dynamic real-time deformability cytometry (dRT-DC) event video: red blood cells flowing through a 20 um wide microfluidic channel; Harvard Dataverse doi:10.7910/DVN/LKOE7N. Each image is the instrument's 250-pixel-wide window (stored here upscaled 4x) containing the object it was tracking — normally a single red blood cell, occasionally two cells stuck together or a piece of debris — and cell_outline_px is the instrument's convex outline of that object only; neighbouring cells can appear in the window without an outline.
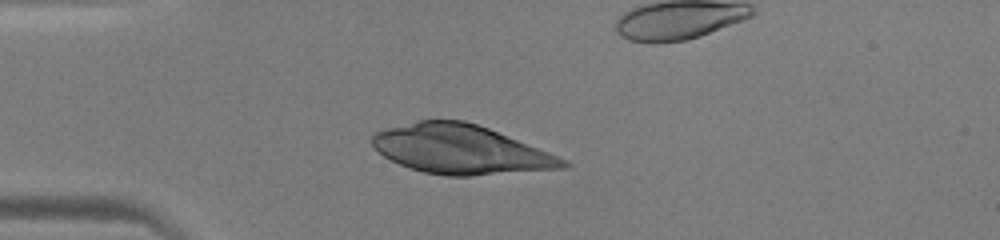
{"species": "human", "species_latin": "Homo sapiens", "temperature_condition": "warm", "stored_images_in_passage": 29, "camera_frame_rate_fps": 3000, "um_per_image_px": 0.085, "donor": {"sex": "male"}, "frame": {"image": 1, "passage_image": 2, "time_ms": 0.333, "image_size_px": [1000, 240], "cell_outline_px": [[572, 164], [568, 168], [472, 176], [448, 176], [424, 172], [400, 164], [384, 156], [372, 144], [372, 136], [376, 132], [384, 128], [420, 120], [464, 120], [488, 128], [548, 152]], "centroid_in_image_um": [39.16, 12.71], "position_along_channel_um": 45.8, "area_um2": 54.04}}